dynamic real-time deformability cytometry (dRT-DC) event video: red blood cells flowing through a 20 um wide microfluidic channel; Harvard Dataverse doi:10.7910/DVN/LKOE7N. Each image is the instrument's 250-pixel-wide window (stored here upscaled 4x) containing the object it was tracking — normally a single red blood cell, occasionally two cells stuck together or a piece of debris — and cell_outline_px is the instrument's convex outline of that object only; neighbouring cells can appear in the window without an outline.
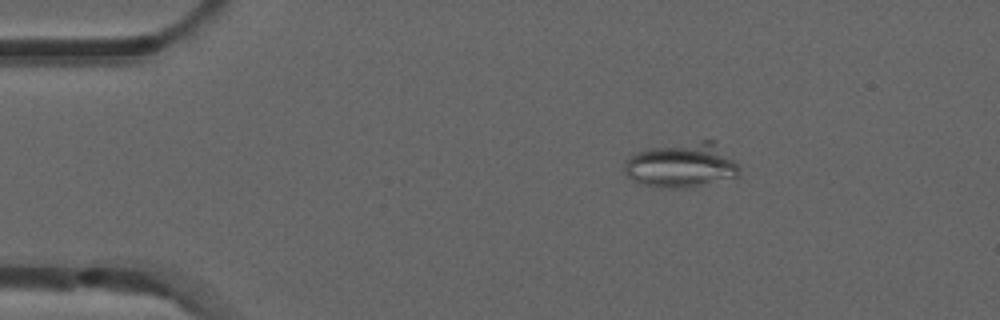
{"species": "common noctule bat (a hibernating species)", "species_latin": "Nyctalus noctula", "temperature_condition": "room temperature", "stored_images_in_passage": 5, "camera_frame_rate_fps": 3000, "um_per_image_px": 0.085, "animal": {"sex": "male", "forearm_length_mm": 52.5}, "frame": {"image": 1, "passage_image": 5, "time_ms": 1.333, "image_size_px": [1000, 320], "cell_outline_px": [[740, 176], [684, 188], [656, 188], [640, 184], [632, 180], [624, 172], [624, 160], [628, 156], [636, 152], [648, 148], [700, 140], [716, 140], [740, 168]], "centroid_in_image_um": [57.9, 14.03], "position_along_channel_um": 27.1, "area_um2": 30.4}}